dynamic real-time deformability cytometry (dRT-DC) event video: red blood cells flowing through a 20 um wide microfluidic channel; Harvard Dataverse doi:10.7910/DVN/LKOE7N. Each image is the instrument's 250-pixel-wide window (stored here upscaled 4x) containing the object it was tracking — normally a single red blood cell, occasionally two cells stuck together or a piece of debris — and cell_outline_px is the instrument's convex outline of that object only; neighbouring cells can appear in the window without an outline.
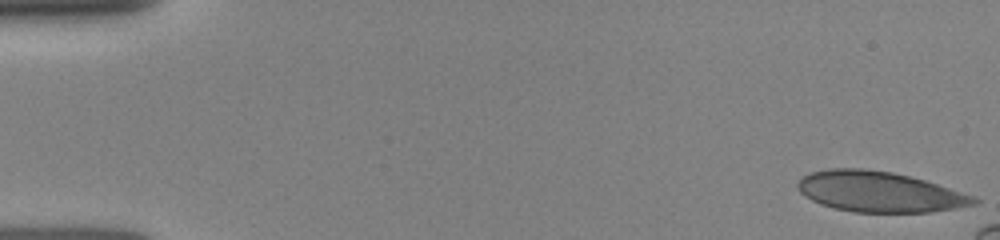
{"species": "human", "species_latin": "Homo sapiens", "temperature_condition": "room temperature", "stored_images_in_passage": 28, "camera_frame_rate_fps": 3000, "um_per_image_px": 0.085, "donor": {"sex": "female"}, "frame": {"image": 1, "passage_image": 1, "time_ms": 0.0, "image_size_px": [1000, 240], "cell_outline_px": [[980, 200], [976, 204], [928, 212], [856, 212], [836, 208], [820, 204], [804, 196], [800, 192], [796, 184], [808, 172], [828, 168], [864, 168], [892, 172], [924, 180], [976, 196]], "centroid_in_image_um": [74.72, 16.29], "position_along_channel_um": 10.3, "area_um2": 41.44}}